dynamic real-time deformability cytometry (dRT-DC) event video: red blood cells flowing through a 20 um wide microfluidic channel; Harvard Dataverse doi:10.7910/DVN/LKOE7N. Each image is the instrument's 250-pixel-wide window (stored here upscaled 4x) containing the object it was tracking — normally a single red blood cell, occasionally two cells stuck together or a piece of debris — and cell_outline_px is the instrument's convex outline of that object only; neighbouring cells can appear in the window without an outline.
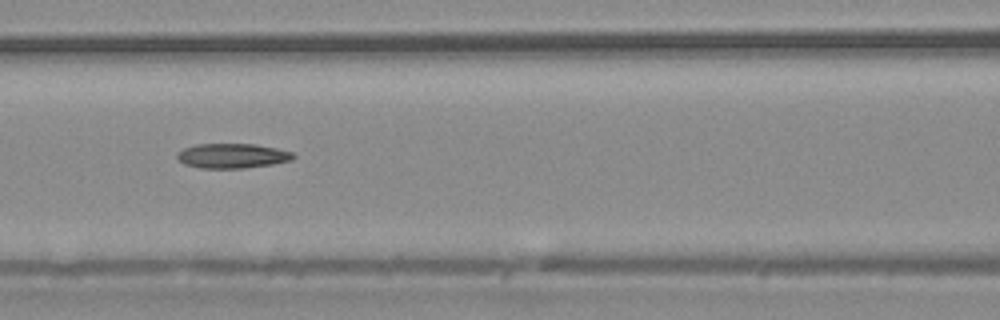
{"species": "common noctule bat (a hibernating species)", "species_latin": "Nyctalus noctula", "temperature_condition": "warm", "stored_images_in_passage": 8, "camera_frame_rate_fps": 3000, "um_per_image_px": 0.085, "animal": {"sex": "male", "body_mass_g": 20.4}, "frame": {"image": 1, "passage_image": 6, "time_ms": 1.667, "image_size_px": [1000, 320], "cell_outline_px": [[296, 156], [292, 160], [272, 164], [244, 168], [200, 168], [184, 164], [176, 156], [176, 152], [184, 148], [196, 144], [256, 144], [276, 148], [292, 152]], "centroid_in_image_um": [19.74, 13.24], "position_along_channel_um": 146.9, "area_um2": 16.76}}
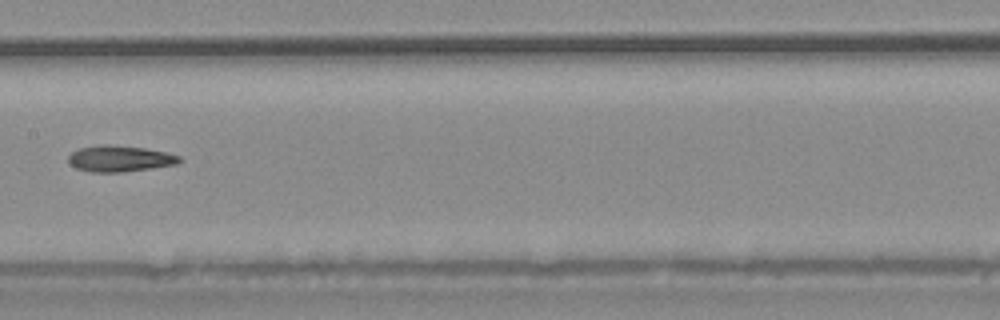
{"frame": {"image": 2, "passage_image": 7, "time_ms": 2.0, "image_size_px": [1000, 320], "cell_outline_px": [[184, 160], [176, 164], [120, 172], [88, 172], [76, 168], [68, 164], [68, 156], [72, 152], [80, 148], [104, 144], [108, 144], [144, 148], [164, 152], [180, 156]], "centroid_in_image_um": [10.14, 13.48], "position_along_channel_um": 197.3, "area_um2": 16.82}}
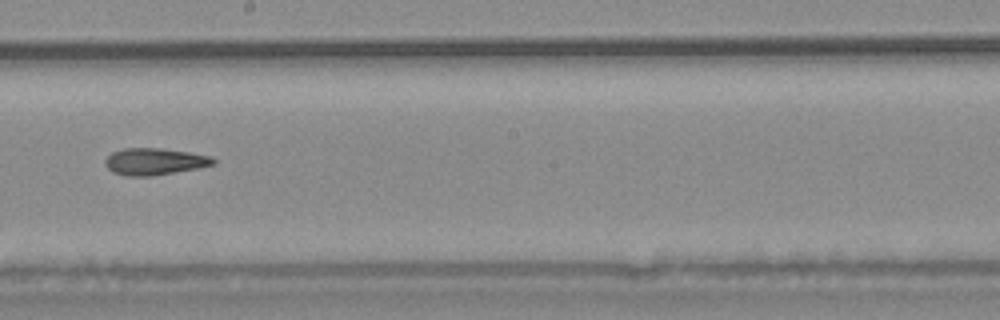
{"frame": {"image": 3, "passage_image": 8, "time_ms": 2.333, "image_size_px": [1000, 320], "cell_outline_px": [[216, 164], [200, 168], [152, 176], [128, 176], [112, 172], [104, 164], [104, 160], [112, 152], [124, 148], [160, 148], [188, 152], [212, 156], [216, 160]], "centroid_in_image_um": [13.15, 13.73], "position_along_channel_um": 235.0, "area_um2": 17.05}}